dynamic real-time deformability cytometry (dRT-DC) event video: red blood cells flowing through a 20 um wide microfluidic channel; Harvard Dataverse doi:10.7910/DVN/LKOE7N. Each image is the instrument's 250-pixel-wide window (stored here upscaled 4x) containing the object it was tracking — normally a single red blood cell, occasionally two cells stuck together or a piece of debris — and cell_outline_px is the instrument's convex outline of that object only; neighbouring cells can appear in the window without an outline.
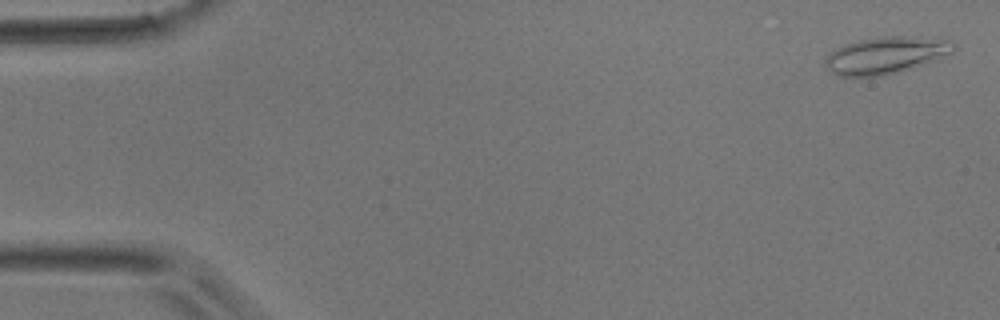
{"species": "common noctule bat (a hibernating species)", "species_latin": "Nyctalus noctula", "temperature_condition": "room temperature", "stored_images_in_passage": 8, "camera_frame_rate_fps": 3000, "um_per_image_px": 0.085, "animal": {"sex": "male", "body_mass_g": 17.9}, "frame": {"image": 1, "passage_image": 2, "time_ms": 0.333, "image_size_px": [1000, 320], "cell_outline_px": [[956, 48], [952, 52], [940, 60], [896, 72], [880, 76], [840, 76], [832, 72], [828, 68], [824, 60], [836, 48], [860, 40], [884, 36], [904, 36], [952, 40], [956, 44]], "centroid_in_image_um": [75.37, 4.69], "position_along_channel_um": 9.6, "area_um2": 27.46}}